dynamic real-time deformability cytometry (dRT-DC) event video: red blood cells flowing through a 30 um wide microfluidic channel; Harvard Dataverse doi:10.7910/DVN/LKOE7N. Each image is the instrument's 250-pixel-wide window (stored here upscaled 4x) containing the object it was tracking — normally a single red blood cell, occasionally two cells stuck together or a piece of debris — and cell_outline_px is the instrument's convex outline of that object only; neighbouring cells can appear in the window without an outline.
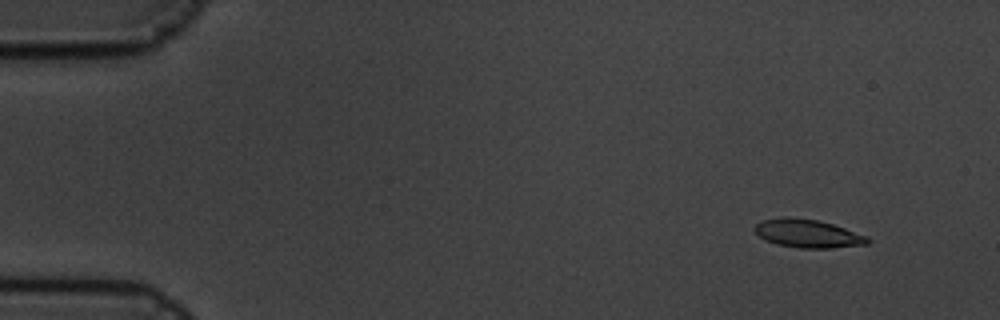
{"species": "common noctule bat (a hibernating species)", "species_latin": "Nyctalus noctula", "temperature_condition": "cold", "stored_images_in_passage": 5, "camera_frame_rate_fps": 3000, "um_per_image_px": 0.085, "animal": {"sex": "male", "body_mass_g": 19.5, "forearm_length_mm": 54.6}, "frame": {"image": 1, "passage_image": 2, "time_ms": 0.333, "image_size_px": [1000, 320], "cell_outline_px": [[872, 240], [868, 244], [832, 248], [800, 248], [776, 244], [760, 236], [752, 228], [756, 224], [764, 220], [816, 220], [832, 224], [868, 236]], "centroid_in_image_um": [68.76, 19.91], "position_along_channel_um": 16.2, "area_um2": 17.74}}